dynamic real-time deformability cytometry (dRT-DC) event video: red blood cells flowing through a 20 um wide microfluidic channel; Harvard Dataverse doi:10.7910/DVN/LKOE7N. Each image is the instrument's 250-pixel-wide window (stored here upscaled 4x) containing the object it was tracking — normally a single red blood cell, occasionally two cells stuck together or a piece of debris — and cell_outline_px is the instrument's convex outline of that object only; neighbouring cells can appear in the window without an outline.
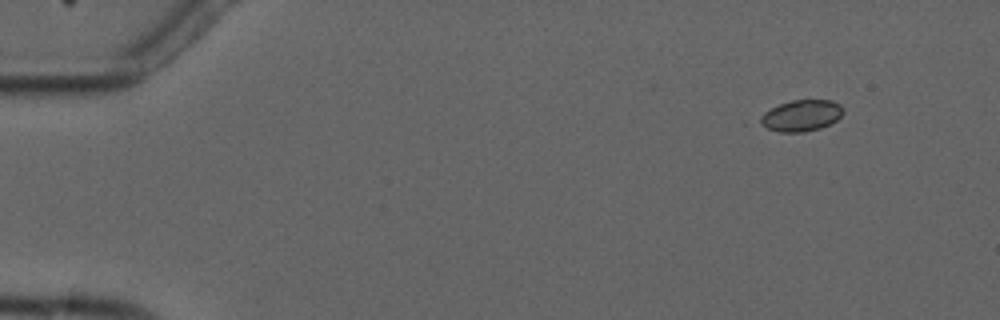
{"species": "common noctule bat (a hibernating species)", "species_latin": "Nyctalus noctula", "temperature_condition": "cold", "stored_images_in_passage": 10, "camera_frame_rate_fps": 3000, "um_per_image_px": 0.085, "animal": {"sex": "male", "forearm_length_mm": 52.5}, "frame": {"image": 1, "passage_image": 2, "time_ms": 1.0, "image_size_px": [1000, 320], "cell_outline_px": [[844, 112], [836, 120], [820, 128], [804, 132], [780, 132], [768, 128], [752, 120], [764, 112], [780, 104], [792, 100], [832, 100], [840, 104], [844, 108]], "centroid_in_image_um": [68.06, 9.82], "position_along_channel_um": 16.9, "area_um2": 15.32}}
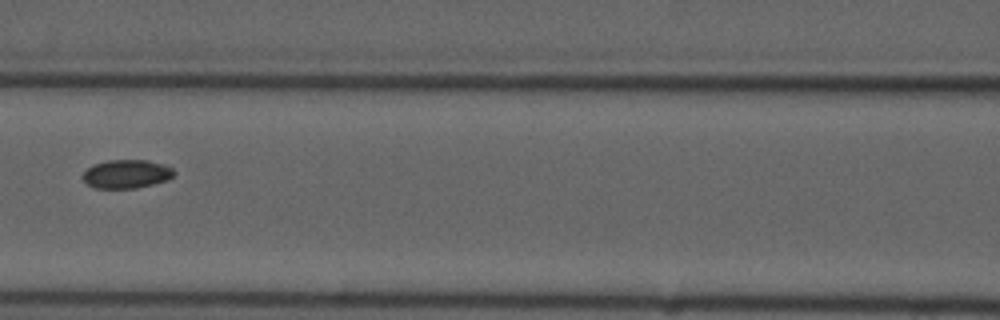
{"frame": {"image": 2, "passage_image": 7, "time_ms": 7.667, "image_size_px": [1000, 320], "cell_outline_px": [[176, 172], [168, 180], [136, 188], [92, 188], [84, 180], [84, 172], [92, 164], [108, 160], [148, 160], [164, 164], [172, 168]], "centroid_in_image_um": [10.77, 14.78], "position_along_channel_um": 155.8, "area_um2": 15.2}}
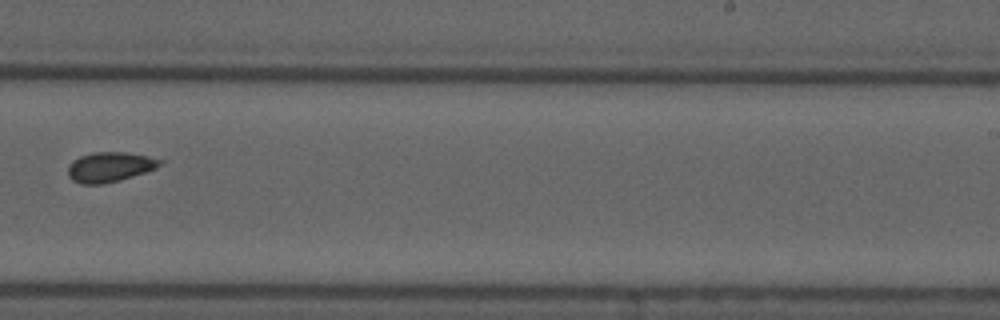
{"frame": {"image": 3, "passage_image": 10, "time_ms": 11.0, "image_size_px": [1000, 320], "cell_outline_px": [[164, 164], [156, 168], [120, 180], [104, 184], [80, 184], [72, 180], [68, 176], [68, 164], [72, 160], [80, 156], [96, 152], [124, 152], [164, 160]], "centroid_in_image_um": [9.3, 14.2], "position_along_channel_um": 279.7, "area_um2": 16.01}}